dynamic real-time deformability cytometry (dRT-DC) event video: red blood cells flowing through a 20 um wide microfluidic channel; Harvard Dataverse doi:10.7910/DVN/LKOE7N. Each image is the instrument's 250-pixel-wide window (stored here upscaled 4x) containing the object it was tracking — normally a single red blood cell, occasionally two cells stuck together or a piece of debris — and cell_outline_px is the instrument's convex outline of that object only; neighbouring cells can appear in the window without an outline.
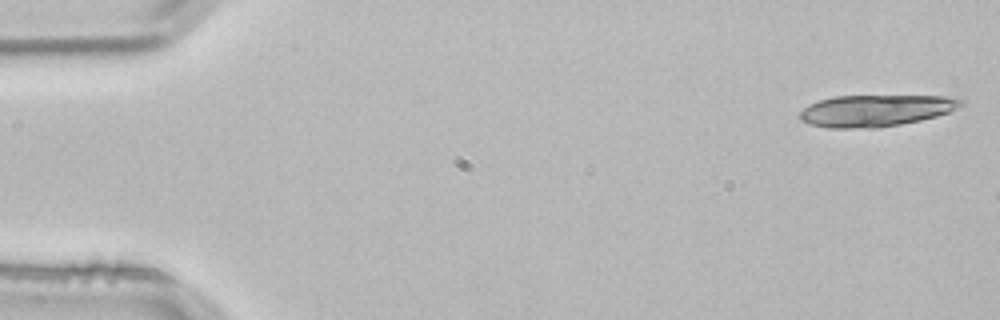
{"species": "common noctule bat (a hibernating species)", "species_latin": "Nyctalus noctula", "temperature_condition": "room temperature", "stored_images_in_passage": 3, "camera_frame_rate_fps": 3000, "um_per_image_px": 0.085, "animal": {"sex": "male", "body_mass_g": 21.5, "forearm_length_mm": 52.0}, "frame": {"image": 1, "passage_image": 1, "time_ms": 0.0, "image_size_px": [1000, 320], "cell_outline_px": [[964, 104], [948, 112], [936, 116], [920, 120], [900, 124], [876, 128], [828, 128], [808, 124], [800, 120], [796, 116], [808, 104], [832, 96], [944, 96], [964, 100]], "centroid_in_image_um": [74.36, 9.4], "position_along_channel_um": 10.6, "area_um2": 29.82}}